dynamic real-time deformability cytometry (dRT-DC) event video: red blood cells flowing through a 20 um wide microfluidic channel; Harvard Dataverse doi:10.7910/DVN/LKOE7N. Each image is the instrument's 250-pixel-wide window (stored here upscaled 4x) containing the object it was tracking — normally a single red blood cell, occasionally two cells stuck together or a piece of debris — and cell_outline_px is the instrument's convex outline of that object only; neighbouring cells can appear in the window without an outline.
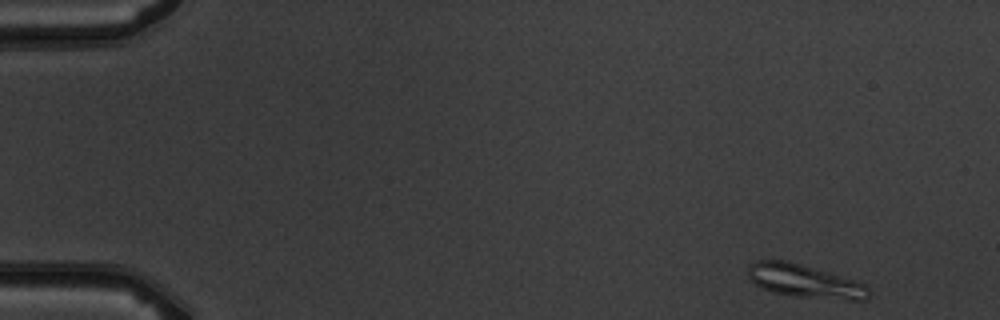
{"species": "common noctule bat (a hibernating species)", "species_latin": "Nyctalus noctula", "temperature_condition": "warm", "stored_images_in_passage": 5, "camera_frame_rate_fps": 3000, "um_per_image_px": 0.085, "animal": {"sex": "male", "body_mass_g": 19.5, "forearm_length_mm": 54.6}, "frame": {"image": 1, "passage_image": 1, "time_ms": 0.0, "image_size_px": [1000, 320], "cell_outline_px": [[872, 296], [868, 300], [848, 300], [792, 296], [772, 292], [760, 288], [748, 276], [748, 264], [756, 260], [788, 260], [852, 280], [864, 284], [872, 292]], "centroid_in_image_um": [68.39, 23.91], "position_along_channel_um": 16.6, "area_um2": 23.41}}
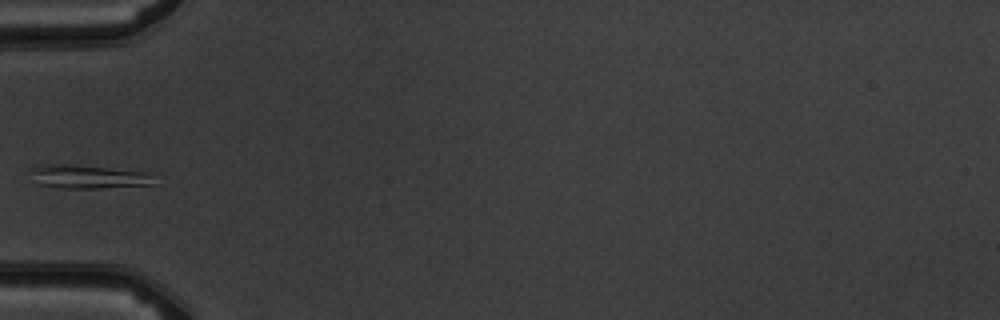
{"frame": {"image": 2, "passage_image": 5, "time_ms": 4.667, "image_size_px": [1000, 320], "cell_outline_px": [[152, 184], [96, 188], [60, 188], [40, 184], [28, 168], [40, 164], [64, 164], [148, 172]], "centroid_in_image_um": [7.39, 15.01], "position_along_channel_um": 77.6, "area_um2": 16.36}}